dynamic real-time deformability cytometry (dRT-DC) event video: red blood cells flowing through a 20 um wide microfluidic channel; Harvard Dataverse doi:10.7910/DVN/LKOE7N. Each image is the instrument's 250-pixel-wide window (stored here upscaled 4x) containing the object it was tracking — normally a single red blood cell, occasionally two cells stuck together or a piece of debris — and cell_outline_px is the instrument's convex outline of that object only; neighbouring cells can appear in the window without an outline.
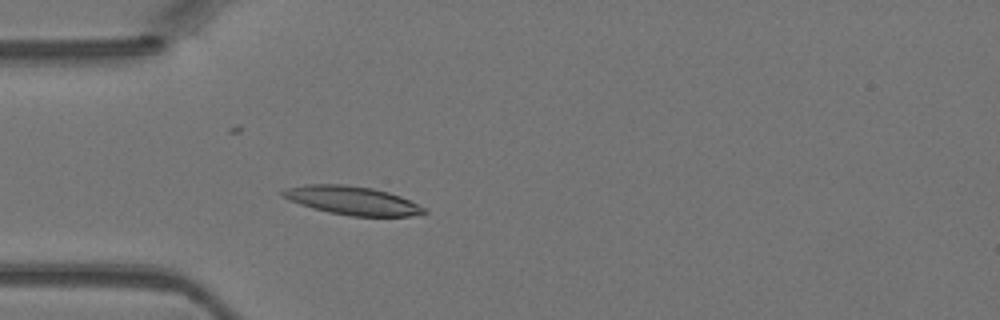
{"species": "Egyptian fruit bat (a non-hibernating species)", "species_latin": "Rousettus aegyptiacus", "temperature_condition": "warm", "stored_images_in_passage": 43, "camera_frame_rate_fps": 3000, "um_per_image_px": 0.085, "animal": {"sex": "female"}, "frame": {"image": 1, "passage_image": 11, "time_ms": 3.333, "image_size_px": [1000, 320], "cell_outline_px": [[428, 212], [408, 216], [352, 216], [328, 212], [312, 208], [288, 200], [280, 196], [280, 192], [288, 188], [304, 184], [340, 184], [372, 188], [388, 192], [400, 196], [424, 208]], "centroid_in_image_um": [29.88, 17.04], "position_along_channel_um": 55.1, "area_um2": 23.29}}
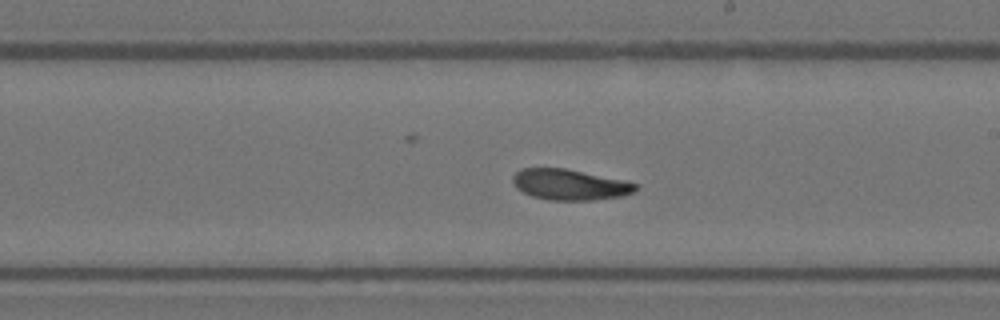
{"frame": {"image": 2, "passage_image": 24, "time_ms": 7.667, "image_size_px": [1000, 320], "cell_outline_px": [[636, 192], [624, 196], [592, 200], [548, 200], [532, 196], [516, 188], [512, 180], [512, 176], [520, 168], [564, 168], [628, 180], [636, 184]], "centroid_in_image_um": [48.45, 15.69], "position_along_channel_um": 240.5, "area_um2": 22.25}}
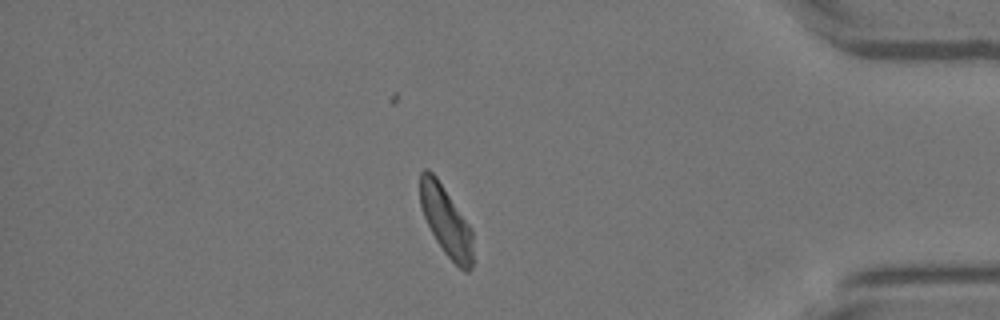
{"frame": {"image": 3, "passage_image": 37, "time_ms": 12.0, "image_size_px": [1000, 320], "cell_outline_px": [[472, 268], [468, 272], [464, 272], [444, 252], [436, 240], [424, 216], [420, 204], [420, 172], [424, 168], [428, 168], [436, 176], [472, 228]], "centroid_in_image_um": [37.91, 18.77], "position_along_channel_um": 397.3, "area_um2": 21.33}}